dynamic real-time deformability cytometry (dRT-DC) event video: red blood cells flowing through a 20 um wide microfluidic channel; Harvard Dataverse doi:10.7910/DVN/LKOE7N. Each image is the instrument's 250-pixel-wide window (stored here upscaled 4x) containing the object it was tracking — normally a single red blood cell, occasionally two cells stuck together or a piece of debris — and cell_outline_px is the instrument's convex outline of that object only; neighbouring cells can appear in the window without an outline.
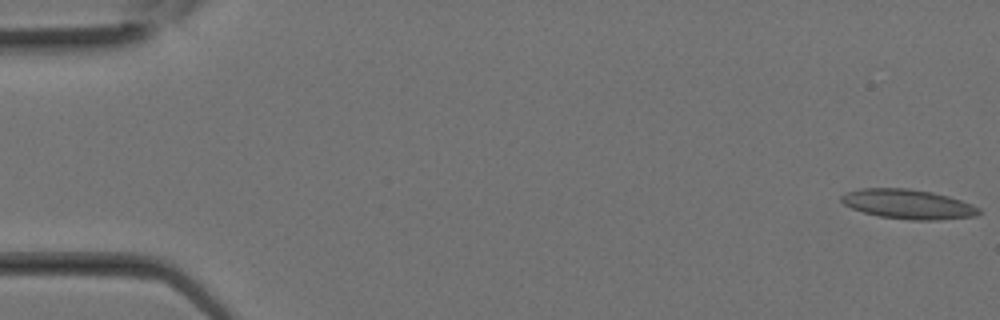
{"species": "Egyptian fruit bat (a non-hibernating species)", "species_latin": "Rousettus aegyptiacus", "temperature_condition": "room temperature", "stored_images_in_passage": 14, "camera_frame_rate_fps": 3000, "um_per_image_px": 0.085, "animal": {"sex": "female"}, "frame": {"image": 1, "passage_image": 1, "time_ms": 0.0, "image_size_px": [1000, 320], "cell_outline_px": [[980, 212], [976, 216], [940, 220], [908, 220], [880, 216], [864, 212], [852, 208], [844, 204], [840, 200], [840, 196], [844, 192], [860, 188], [908, 188], [932, 192], [948, 196], [972, 204], [980, 208]], "centroid_in_image_um": [77.17, 17.35], "position_along_channel_um": 7.8, "area_um2": 23.81}}
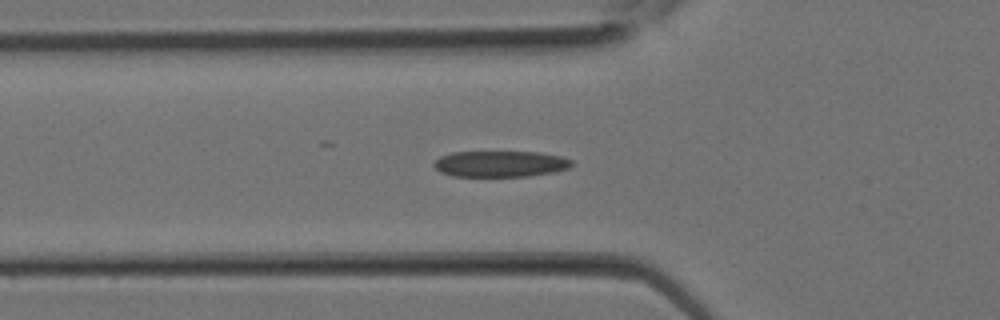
{"frame": {"image": 2, "passage_image": 10, "time_ms": 3.0, "image_size_px": [1000, 320], "cell_outline_px": [[572, 164], [568, 168], [556, 172], [528, 176], [452, 176], [440, 172], [432, 164], [440, 156], [452, 152], [540, 152], [560, 156], [572, 160]], "centroid_in_image_um": [42.52, 13.93], "position_along_channel_um": 83.3, "area_um2": 20.98}}
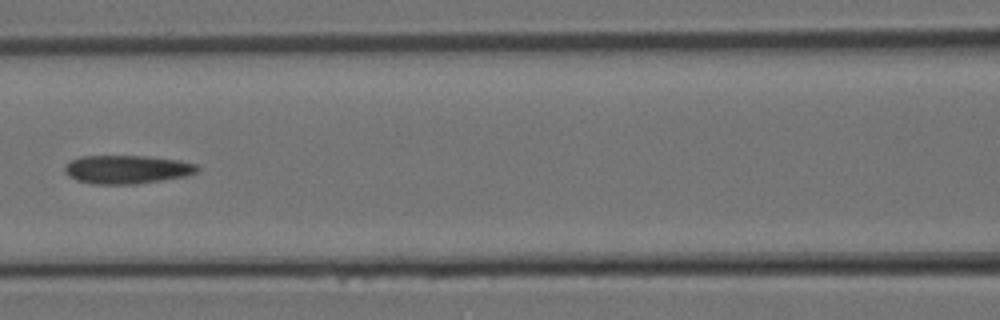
{"frame": {"image": 3, "passage_image": 13, "time_ms": 4.0, "image_size_px": [1000, 320], "cell_outline_px": [[200, 168], [196, 172], [184, 176], [136, 184], [92, 184], [76, 180], [68, 176], [64, 172], [64, 164], [80, 156], [144, 156], [180, 160], [196, 164]], "centroid_in_image_um": [10.74, 14.4], "position_along_channel_um": 155.9, "area_um2": 22.02}}